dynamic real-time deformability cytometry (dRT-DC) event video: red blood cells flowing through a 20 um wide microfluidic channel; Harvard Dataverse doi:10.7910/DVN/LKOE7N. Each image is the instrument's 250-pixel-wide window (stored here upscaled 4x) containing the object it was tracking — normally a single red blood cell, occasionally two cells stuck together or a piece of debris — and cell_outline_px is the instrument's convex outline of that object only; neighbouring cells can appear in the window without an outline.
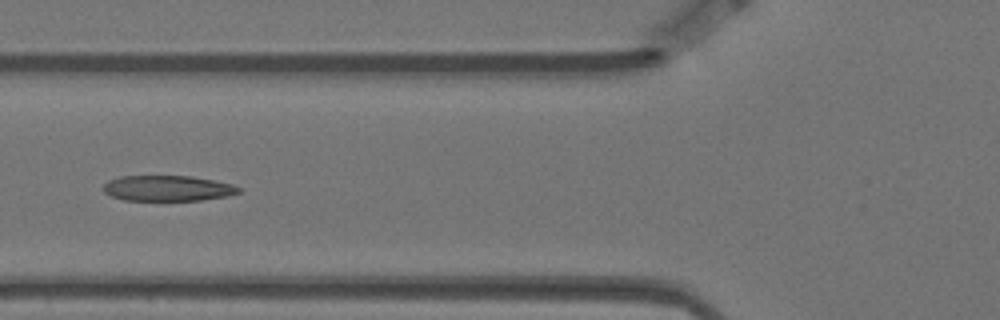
{"species": "Egyptian fruit bat (a non-hibernating species)", "species_latin": "Rousettus aegyptiacus", "temperature_condition": "warm", "stored_images_in_passage": 7, "camera_frame_rate_fps": 3000, "um_per_image_px": 0.085, "animal": {"sex": "female"}, "frame": {"image": 1, "passage_image": 6, "time_ms": 1.667, "image_size_px": [1000, 320], "cell_outline_px": [[240, 192], [228, 196], [200, 200], [124, 200], [112, 196], [104, 192], [104, 184], [108, 180], [120, 176], [192, 176], [232, 184], [240, 188]], "centroid_in_image_um": [14.24, 16.0], "position_along_channel_um": 111.6, "area_um2": 20.06}}
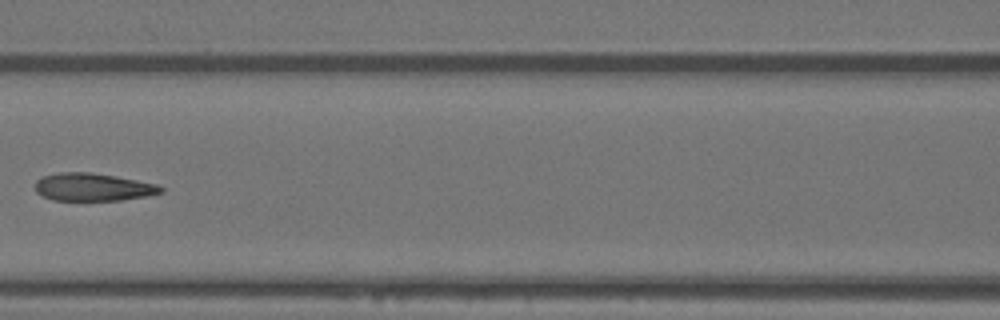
{"frame": {"image": 2, "passage_image": 7, "time_ms": 2.0, "image_size_px": [1000, 320], "cell_outline_px": [[164, 192], [148, 196], [120, 200], [52, 200], [40, 196], [36, 192], [36, 180], [44, 176], [60, 172], [88, 172], [116, 176], [156, 184], [164, 188]], "centroid_in_image_um": [7.9, 15.91], "position_along_channel_um": 158.7, "area_um2": 20.35}}